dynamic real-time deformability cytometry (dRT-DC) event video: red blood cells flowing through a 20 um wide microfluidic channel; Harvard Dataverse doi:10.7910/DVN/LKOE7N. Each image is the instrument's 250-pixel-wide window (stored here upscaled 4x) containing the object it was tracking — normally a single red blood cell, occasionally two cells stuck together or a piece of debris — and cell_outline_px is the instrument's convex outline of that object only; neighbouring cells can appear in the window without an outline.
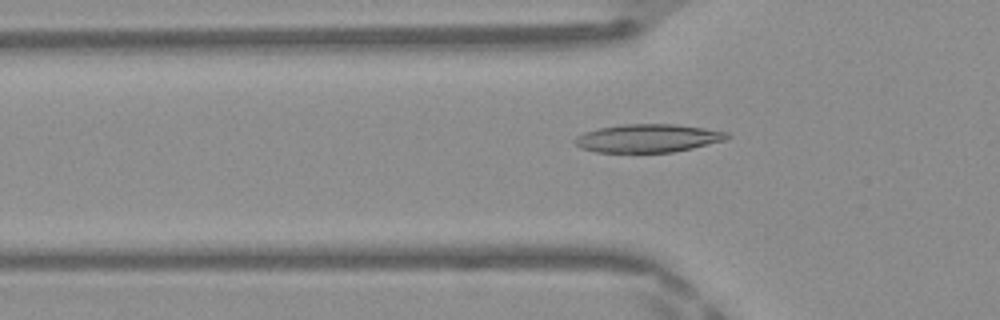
{"species": "Egyptian fruit bat (a non-hibernating species)", "species_latin": "Rousettus aegyptiacus", "temperature_condition": "warm", "stored_images_in_passage": 45, "camera_frame_rate_fps": 3000, "um_per_image_px": 0.085, "frame": {"image": 1, "passage_image": 13, "time_ms": 4.0, "image_size_px": [1000, 320], "cell_outline_px": [[732, 136], [724, 140], [692, 148], [672, 152], [596, 152], [580, 148], [572, 140], [576, 136], [584, 132], [600, 128], [620, 124], [676, 124], [704, 128], [728, 132]], "centroid_in_image_um": [55.05, 11.74], "position_along_channel_um": 70.7, "area_um2": 25.03}}
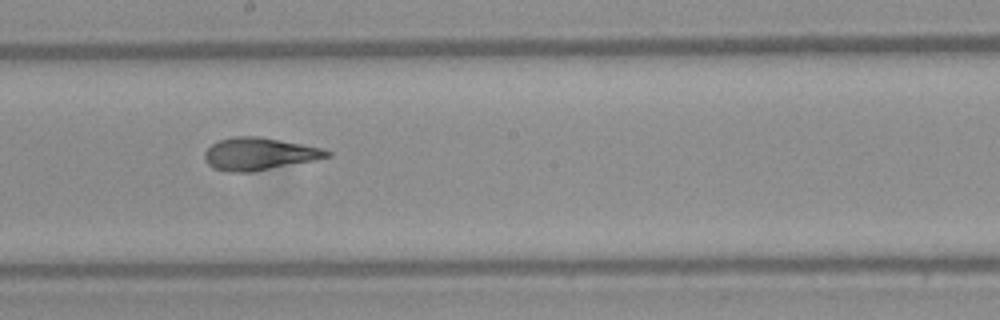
{"frame": {"image": 2, "passage_image": 24, "time_ms": 7.667, "image_size_px": [1000, 320], "cell_outline_px": [[332, 156], [252, 172], [228, 172], [212, 168], [208, 164], [204, 156], [204, 152], [212, 144], [220, 140], [232, 136], [260, 136], [304, 144], [320, 148], [332, 152]], "centroid_in_image_um": [22.0, 13.07], "position_along_channel_um": 226.2, "area_um2": 23.06}}
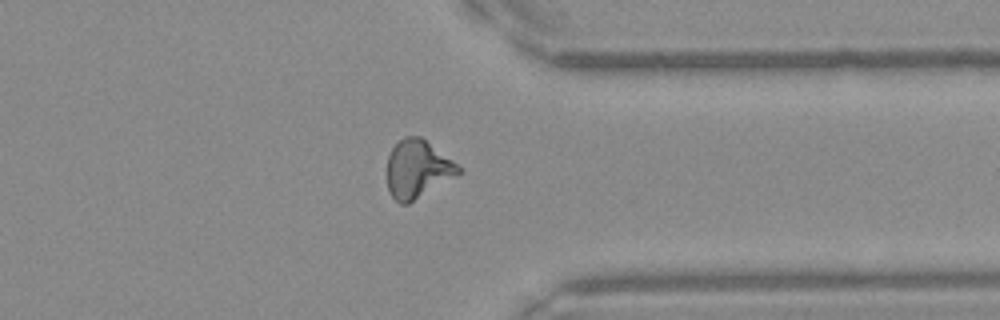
{"frame": {"image": 3, "passage_image": 35, "time_ms": 11.333, "image_size_px": [1000, 320], "cell_outline_px": [[464, 172], [408, 204], [400, 204], [388, 192], [388, 156], [392, 148], [404, 136], [420, 136], [464, 168]], "centroid_in_image_um": [35.53, 14.38], "position_along_channel_um": 375.9, "area_um2": 24.28}, "authors_computed_cell_mechanics": {"area_um2": 23.2934, "velocity_mm_per_s": 4.2052, "shape_relaxation_time_tau1_ms": 9.9557, "shape_relaxation_time_tau2_ms": 1.2132, "deformation_change_tau1": 0.2803, "deformation_change_tau2": 0.0755}}